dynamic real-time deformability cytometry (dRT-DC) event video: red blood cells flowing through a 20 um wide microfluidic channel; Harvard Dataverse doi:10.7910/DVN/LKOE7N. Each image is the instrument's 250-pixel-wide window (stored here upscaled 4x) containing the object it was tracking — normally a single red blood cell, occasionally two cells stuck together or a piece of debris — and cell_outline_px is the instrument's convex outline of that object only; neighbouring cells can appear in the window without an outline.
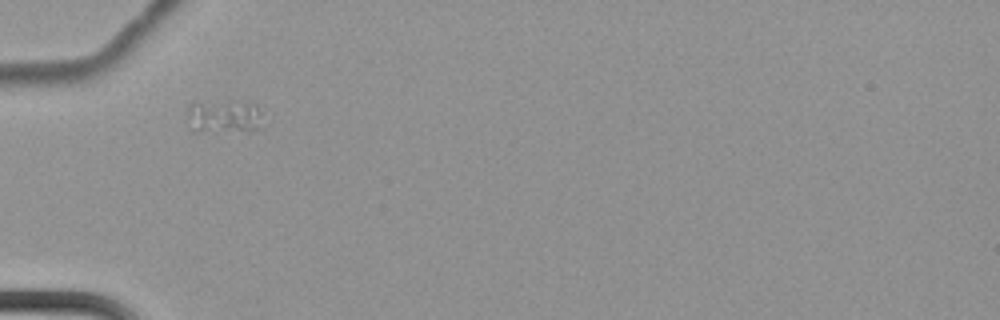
{"species": "common noctule bat (a hibernating species)", "species_latin": "Nyctalus noctula", "temperature_condition": "cold", "stored_images_in_passage": 2, "camera_frame_rate_fps": 3000, "um_per_image_px": 0.085, "animal": {"sex": "female", "body_mass_g": 22.7, "forearm_length_mm": 54.2}, "frame": {"image": 1, "passage_image": 1, "time_ms": 0.0, "image_size_px": [1000, 320], "cell_outline_px": [[264, 128], [252, 132], [192, 132], [188, 116], [188, 104], [192, 100], [236, 100], [256, 104], [260, 112]], "centroid_in_image_um": [19.05, 9.89], "position_along_channel_um": 66.0, "area_um2": 16.01}}